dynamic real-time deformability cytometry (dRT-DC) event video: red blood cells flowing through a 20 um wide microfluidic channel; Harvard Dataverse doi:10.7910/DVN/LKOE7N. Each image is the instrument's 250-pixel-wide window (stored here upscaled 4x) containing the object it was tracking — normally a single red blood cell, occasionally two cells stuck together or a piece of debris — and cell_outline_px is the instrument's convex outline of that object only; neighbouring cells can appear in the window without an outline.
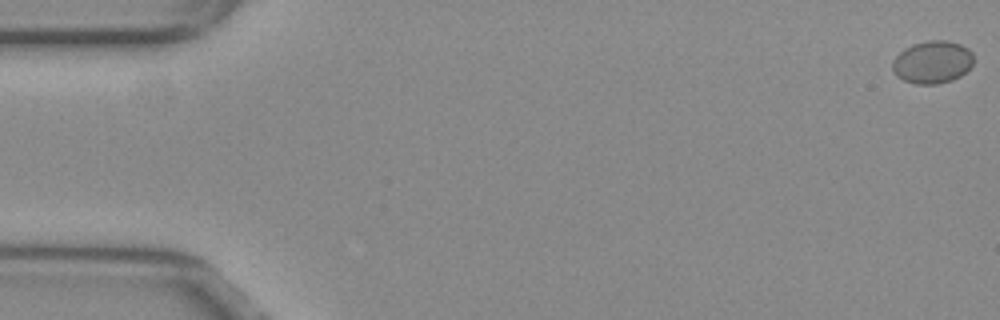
{"species": "common noctule bat (a hibernating species)", "species_latin": "Nyctalus noctula", "temperature_condition": "warm", "stored_images_in_passage": 45, "camera_frame_rate_fps": 3000, "um_per_image_px": 0.085, "animal": {"sex": "female", "body_mass_g": 29.2, "forearm_length_mm": 56.3}, "frame": {"image": 1, "passage_image": 1, "time_ms": 0.0, "image_size_px": [1000, 320], "cell_outline_px": [[972, 64], [960, 76], [952, 80], [936, 84], [916, 84], [904, 80], [896, 76], [892, 68], [892, 60], [904, 48], [912, 44], [928, 40], [948, 40], [960, 44], [968, 48], [972, 52]], "centroid_in_image_um": [79.23, 5.27], "position_along_channel_um": 5.8, "area_um2": 20.17}}
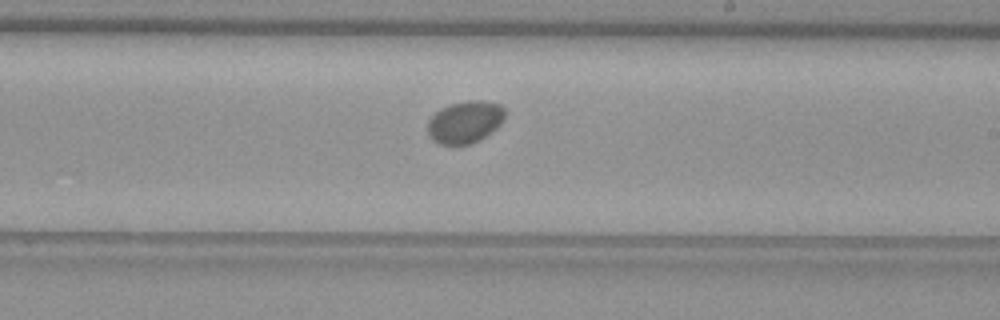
{"frame": {"image": 2, "passage_image": 32, "time_ms": 10.333, "image_size_px": [1000, 320], "cell_outline_px": [[504, 120], [496, 128], [480, 140], [472, 144], [440, 144], [432, 140], [428, 136], [428, 120], [440, 108], [448, 104], [468, 100], [480, 100], [500, 104], [504, 108]], "centroid_in_image_um": [39.51, 10.36], "position_along_channel_um": 249.5, "area_um2": 19.13}}
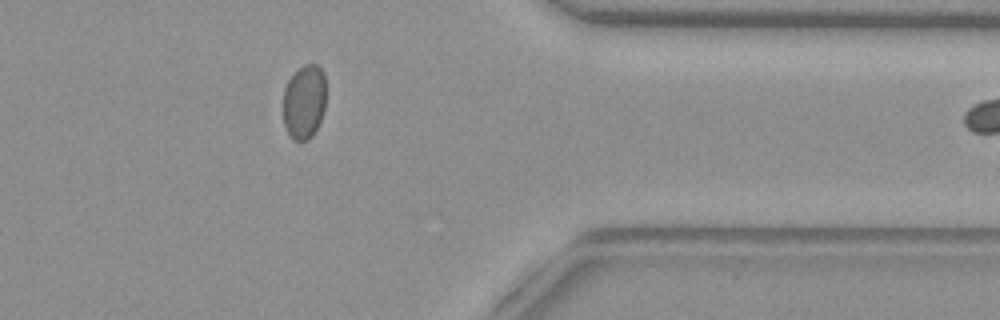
{"frame": {"image": 3, "passage_image": 44, "time_ms": 14.333, "image_size_px": [1000, 320], "cell_outline_px": [[324, 112], [312, 136], [308, 140], [292, 140], [284, 124], [284, 88], [288, 80], [304, 64], [316, 64], [324, 72]], "centroid_in_image_um": [25.85, 8.66], "position_along_channel_um": 385.5, "area_um2": 18.32}}